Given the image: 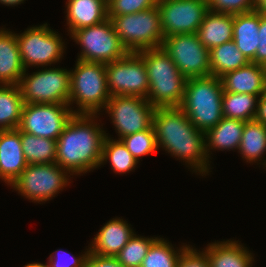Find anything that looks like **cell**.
<instances>
[{"label":"cell","instance_id":"cell-11","mask_svg":"<svg viewBox=\"0 0 266 267\" xmlns=\"http://www.w3.org/2000/svg\"><path fill=\"white\" fill-rule=\"evenodd\" d=\"M110 96L147 98L149 80L145 62L138 52H128L122 59L105 64Z\"/></svg>","mask_w":266,"mask_h":267},{"label":"cell","instance_id":"cell-40","mask_svg":"<svg viewBox=\"0 0 266 267\" xmlns=\"http://www.w3.org/2000/svg\"><path fill=\"white\" fill-rule=\"evenodd\" d=\"M256 120L266 124V92L259 97Z\"/></svg>","mask_w":266,"mask_h":267},{"label":"cell","instance_id":"cell-4","mask_svg":"<svg viewBox=\"0 0 266 267\" xmlns=\"http://www.w3.org/2000/svg\"><path fill=\"white\" fill-rule=\"evenodd\" d=\"M223 91L219 77L187 79L180 108L198 130L206 133L223 118Z\"/></svg>","mask_w":266,"mask_h":267},{"label":"cell","instance_id":"cell-1","mask_svg":"<svg viewBox=\"0 0 266 267\" xmlns=\"http://www.w3.org/2000/svg\"><path fill=\"white\" fill-rule=\"evenodd\" d=\"M152 126L158 149L185 161L199 175L210 172L205 132L198 130L180 107L155 108Z\"/></svg>","mask_w":266,"mask_h":267},{"label":"cell","instance_id":"cell-9","mask_svg":"<svg viewBox=\"0 0 266 267\" xmlns=\"http://www.w3.org/2000/svg\"><path fill=\"white\" fill-rule=\"evenodd\" d=\"M69 177L57 163L28 164L10 186L32 202L44 203L69 185Z\"/></svg>","mask_w":266,"mask_h":267},{"label":"cell","instance_id":"cell-14","mask_svg":"<svg viewBox=\"0 0 266 267\" xmlns=\"http://www.w3.org/2000/svg\"><path fill=\"white\" fill-rule=\"evenodd\" d=\"M68 104L24 103L18 129L38 137L57 140L75 114Z\"/></svg>","mask_w":266,"mask_h":267},{"label":"cell","instance_id":"cell-18","mask_svg":"<svg viewBox=\"0 0 266 267\" xmlns=\"http://www.w3.org/2000/svg\"><path fill=\"white\" fill-rule=\"evenodd\" d=\"M134 235L126 220L113 218L99 230L89 247V251L100 256L116 257Z\"/></svg>","mask_w":266,"mask_h":267},{"label":"cell","instance_id":"cell-41","mask_svg":"<svg viewBox=\"0 0 266 267\" xmlns=\"http://www.w3.org/2000/svg\"><path fill=\"white\" fill-rule=\"evenodd\" d=\"M255 11L266 15V0H255Z\"/></svg>","mask_w":266,"mask_h":267},{"label":"cell","instance_id":"cell-42","mask_svg":"<svg viewBox=\"0 0 266 267\" xmlns=\"http://www.w3.org/2000/svg\"><path fill=\"white\" fill-rule=\"evenodd\" d=\"M23 1L25 0H0V3L7 5V6H15V5L23 3Z\"/></svg>","mask_w":266,"mask_h":267},{"label":"cell","instance_id":"cell-19","mask_svg":"<svg viewBox=\"0 0 266 267\" xmlns=\"http://www.w3.org/2000/svg\"><path fill=\"white\" fill-rule=\"evenodd\" d=\"M67 25L70 35L81 28L100 24L108 19L106 0H67Z\"/></svg>","mask_w":266,"mask_h":267},{"label":"cell","instance_id":"cell-43","mask_svg":"<svg viewBox=\"0 0 266 267\" xmlns=\"http://www.w3.org/2000/svg\"><path fill=\"white\" fill-rule=\"evenodd\" d=\"M23 267H48V266H47V264H42L40 262L39 263H37V262L33 263L32 262V263H29Z\"/></svg>","mask_w":266,"mask_h":267},{"label":"cell","instance_id":"cell-39","mask_svg":"<svg viewBox=\"0 0 266 267\" xmlns=\"http://www.w3.org/2000/svg\"><path fill=\"white\" fill-rule=\"evenodd\" d=\"M84 267H124L116 257L100 256L89 251Z\"/></svg>","mask_w":266,"mask_h":267},{"label":"cell","instance_id":"cell-13","mask_svg":"<svg viewBox=\"0 0 266 267\" xmlns=\"http://www.w3.org/2000/svg\"><path fill=\"white\" fill-rule=\"evenodd\" d=\"M104 110L110 114L119 140L150 129L153 125L155 108L146 98L114 95L110 97Z\"/></svg>","mask_w":266,"mask_h":267},{"label":"cell","instance_id":"cell-29","mask_svg":"<svg viewBox=\"0 0 266 267\" xmlns=\"http://www.w3.org/2000/svg\"><path fill=\"white\" fill-rule=\"evenodd\" d=\"M21 142L28 164L56 163V140L21 131Z\"/></svg>","mask_w":266,"mask_h":267},{"label":"cell","instance_id":"cell-22","mask_svg":"<svg viewBox=\"0 0 266 267\" xmlns=\"http://www.w3.org/2000/svg\"><path fill=\"white\" fill-rule=\"evenodd\" d=\"M260 13L251 11L234 15L233 41L250 62L255 63V53L260 42Z\"/></svg>","mask_w":266,"mask_h":267},{"label":"cell","instance_id":"cell-38","mask_svg":"<svg viewBox=\"0 0 266 267\" xmlns=\"http://www.w3.org/2000/svg\"><path fill=\"white\" fill-rule=\"evenodd\" d=\"M257 51L255 53V64L266 67V15L260 14V27Z\"/></svg>","mask_w":266,"mask_h":267},{"label":"cell","instance_id":"cell-5","mask_svg":"<svg viewBox=\"0 0 266 267\" xmlns=\"http://www.w3.org/2000/svg\"><path fill=\"white\" fill-rule=\"evenodd\" d=\"M110 97L105 64L77 60L74 71L70 70L68 103L69 106L77 104L75 114H97L105 109Z\"/></svg>","mask_w":266,"mask_h":267},{"label":"cell","instance_id":"cell-32","mask_svg":"<svg viewBox=\"0 0 266 267\" xmlns=\"http://www.w3.org/2000/svg\"><path fill=\"white\" fill-rule=\"evenodd\" d=\"M157 238L139 237L134 233L116 258L124 267H140L148 249Z\"/></svg>","mask_w":266,"mask_h":267},{"label":"cell","instance_id":"cell-2","mask_svg":"<svg viewBox=\"0 0 266 267\" xmlns=\"http://www.w3.org/2000/svg\"><path fill=\"white\" fill-rule=\"evenodd\" d=\"M97 114H74L56 140V163L70 175L100 167L106 138Z\"/></svg>","mask_w":266,"mask_h":267},{"label":"cell","instance_id":"cell-26","mask_svg":"<svg viewBox=\"0 0 266 267\" xmlns=\"http://www.w3.org/2000/svg\"><path fill=\"white\" fill-rule=\"evenodd\" d=\"M238 151L246 162L261 163L266 152V124L256 119L246 121Z\"/></svg>","mask_w":266,"mask_h":267},{"label":"cell","instance_id":"cell-3","mask_svg":"<svg viewBox=\"0 0 266 267\" xmlns=\"http://www.w3.org/2000/svg\"><path fill=\"white\" fill-rule=\"evenodd\" d=\"M149 80L147 100L154 108L180 107L187 79L162 47L138 51Z\"/></svg>","mask_w":266,"mask_h":267},{"label":"cell","instance_id":"cell-23","mask_svg":"<svg viewBox=\"0 0 266 267\" xmlns=\"http://www.w3.org/2000/svg\"><path fill=\"white\" fill-rule=\"evenodd\" d=\"M234 15L208 12L196 34L208 49L233 40Z\"/></svg>","mask_w":266,"mask_h":267},{"label":"cell","instance_id":"cell-31","mask_svg":"<svg viewBox=\"0 0 266 267\" xmlns=\"http://www.w3.org/2000/svg\"><path fill=\"white\" fill-rule=\"evenodd\" d=\"M184 245L175 250L164 238H157L150 246L140 267H177Z\"/></svg>","mask_w":266,"mask_h":267},{"label":"cell","instance_id":"cell-33","mask_svg":"<svg viewBox=\"0 0 266 267\" xmlns=\"http://www.w3.org/2000/svg\"><path fill=\"white\" fill-rule=\"evenodd\" d=\"M120 140L138 162L140 157L158 150L153 126L150 129L127 135Z\"/></svg>","mask_w":266,"mask_h":267},{"label":"cell","instance_id":"cell-27","mask_svg":"<svg viewBox=\"0 0 266 267\" xmlns=\"http://www.w3.org/2000/svg\"><path fill=\"white\" fill-rule=\"evenodd\" d=\"M24 101L18 85H0V130L17 129Z\"/></svg>","mask_w":266,"mask_h":267},{"label":"cell","instance_id":"cell-24","mask_svg":"<svg viewBox=\"0 0 266 267\" xmlns=\"http://www.w3.org/2000/svg\"><path fill=\"white\" fill-rule=\"evenodd\" d=\"M245 121L223 117L213 128L205 133L206 154L210 150L237 149L242 138Z\"/></svg>","mask_w":266,"mask_h":267},{"label":"cell","instance_id":"cell-16","mask_svg":"<svg viewBox=\"0 0 266 267\" xmlns=\"http://www.w3.org/2000/svg\"><path fill=\"white\" fill-rule=\"evenodd\" d=\"M27 165L22 150L21 131L18 128L0 130V179L11 185Z\"/></svg>","mask_w":266,"mask_h":267},{"label":"cell","instance_id":"cell-15","mask_svg":"<svg viewBox=\"0 0 266 267\" xmlns=\"http://www.w3.org/2000/svg\"><path fill=\"white\" fill-rule=\"evenodd\" d=\"M157 7L164 37L195 34L209 12L205 0H164Z\"/></svg>","mask_w":266,"mask_h":267},{"label":"cell","instance_id":"cell-44","mask_svg":"<svg viewBox=\"0 0 266 267\" xmlns=\"http://www.w3.org/2000/svg\"><path fill=\"white\" fill-rule=\"evenodd\" d=\"M157 3L161 2V1H164V0H155Z\"/></svg>","mask_w":266,"mask_h":267},{"label":"cell","instance_id":"cell-35","mask_svg":"<svg viewBox=\"0 0 266 267\" xmlns=\"http://www.w3.org/2000/svg\"><path fill=\"white\" fill-rule=\"evenodd\" d=\"M209 11L237 15L255 10V0H210Z\"/></svg>","mask_w":266,"mask_h":267},{"label":"cell","instance_id":"cell-17","mask_svg":"<svg viewBox=\"0 0 266 267\" xmlns=\"http://www.w3.org/2000/svg\"><path fill=\"white\" fill-rule=\"evenodd\" d=\"M220 79L226 92L246 93L258 97L266 92V67L254 62L229 71Z\"/></svg>","mask_w":266,"mask_h":267},{"label":"cell","instance_id":"cell-21","mask_svg":"<svg viewBox=\"0 0 266 267\" xmlns=\"http://www.w3.org/2000/svg\"><path fill=\"white\" fill-rule=\"evenodd\" d=\"M239 241L210 243L204 249L210 267H252L254 258Z\"/></svg>","mask_w":266,"mask_h":267},{"label":"cell","instance_id":"cell-6","mask_svg":"<svg viewBox=\"0 0 266 267\" xmlns=\"http://www.w3.org/2000/svg\"><path fill=\"white\" fill-rule=\"evenodd\" d=\"M115 32L128 52L162 46L164 35L158 7L111 18Z\"/></svg>","mask_w":266,"mask_h":267},{"label":"cell","instance_id":"cell-7","mask_svg":"<svg viewBox=\"0 0 266 267\" xmlns=\"http://www.w3.org/2000/svg\"><path fill=\"white\" fill-rule=\"evenodd\" d=\"M21 76L18 84L26 104H68L70 95V71L49 68Z\"/></svg>","mask_w":266,"mask_h":267},{"label":"cell","instance_id":"cell-34","mask_svg":"<svg viewBox=\"0 0 266 267\" xmlns=\"http://www.w3.org/2000/svg\"><path fill=\"white\" fill-rule=\"evenodd\" d=\"M157 6L155 0H109L108 18L142 12Z\"/></svg>","mask_w":266,"mask_h":267},{"label":"cell","instance_id":"cell-30","mask_svg":"<svg viewBox=\"0 0 266 267\" xmlns=\"http://www.w3.org/2000/svg\"><path fill=\"white\" fill-rule=\"evenodd\" d=\"M109 160L110 166L114 172L126 174L135 169L138 161L128 151L121 140L112 139L106 135L103 143L101 165Z\"/></svg>","mask_w":266,"mask_h":267},{"label":"cell","instance_id":"cell-37","mask_svg":"<svg viewBox=\"0 0 266 267\" xmlns=\"http://www.w3.org/2000/svg\"><path fill=\"white\" fill-rule=\"evenodd\" d=\"M187 246L180 254L177 267H210L206 253Z\"/></svg>","mask_w":266,"mask_h":267},{"label":"cell","instance_id":"cell-8","mask_svg":"<svg viewBox=\"0 0 266 267\" xmlns=\"http://www.w3.org/2000/svg\"><path fill=\"white\" fill-rule=\"evenodd\" d=\"M70 36L81 47L76 60L107 64L128 53L109 18L100 24L78 29Z\"/></svg>","mask_w":266,"mask_h":267},{"label":"cell","instance_id":"cell-12","mask_svg":"<svg viewBox=\"0 0 266 267\" xmlns=\"http://www.w3.org/2000/svg\"><path fill=\"white\" fill-rule=\"evenodd\" d=\"M161 47L186 79L210 76L209 50L196 33L164 37Z\"/></svg>","mask_w":266,"mask_h":267},{"label":"cell","instance_id":"cell-25","mask_svg":"<svg viewBox=\"0 0 266 267\" xmlns=\"http://www.w3.org/2000/svg\"><path fill=\"white\" fill-rule=\"evenodd\" d=\"M209 57L210 75L219 78L225 73L239 69L250 62L237 48L233 40L209 50Z\"/></svg>","mask_w":266,"mask_h":267},{"label":"cell","instance_id":"cell-10","mask_svg":"<svg viewBox=\"0 0 266 267\" xmlns=\"http://www.w3.org/2000/svg\"><path fill=\"white\" fill-rule=\"evenodd\" d=\"M57 33L45 23L27 28L20 35L16 34L21 61L25 70L31 66L47 67L60 61L64 56L62 54L65 44Z\"/></svg>","mask_w":266,"mask_h":267},{"label":"cell","instance_id":"cell-20","mask_svg":"<svg viewBox=\"0 0 266 267\" xmlns=\"http://www.w3.org/2000/svg\"><path fill=\"white\" fill-rule=\"evenodd\" d=\"M24 72L16 33L0 28V84L18 85Z\"/></svg>","mask_w":266,"mask_h":267},{"label":"cell","instance_id":"cell-36","mask_svg":"<svg viewBox=\"0 0 266 267\" xmlns=\"http://www.w3.org/2000/svg\"><path fill=\"white\" fill-rule=\"evenodd\" d=\"M53 253H51L49 256V264L47 265L48 267H84L87 255L89 253V248L84 254L81 256L79 255V257L76 258L73 257V255L70 257L69 252L67 253V251L64 252L60 249L54 251ZM64 258H66V261Z\"/></svg>","mask_w":266,"mask_h":267},{"label":"cell","instance_id":"cell-28","mask_svg":"<svg viewBox=\"0 0 266 267\" xmlns=\"http://www.w3.org/2000/svg\"><path fill=\"white\" fill-rule=\"evenodd\" d=\"M259 97L246 93L223 91V117L251 121L256 119Z\"/></svg>","mask_w":266,"mask_h":267}]
</instances>
